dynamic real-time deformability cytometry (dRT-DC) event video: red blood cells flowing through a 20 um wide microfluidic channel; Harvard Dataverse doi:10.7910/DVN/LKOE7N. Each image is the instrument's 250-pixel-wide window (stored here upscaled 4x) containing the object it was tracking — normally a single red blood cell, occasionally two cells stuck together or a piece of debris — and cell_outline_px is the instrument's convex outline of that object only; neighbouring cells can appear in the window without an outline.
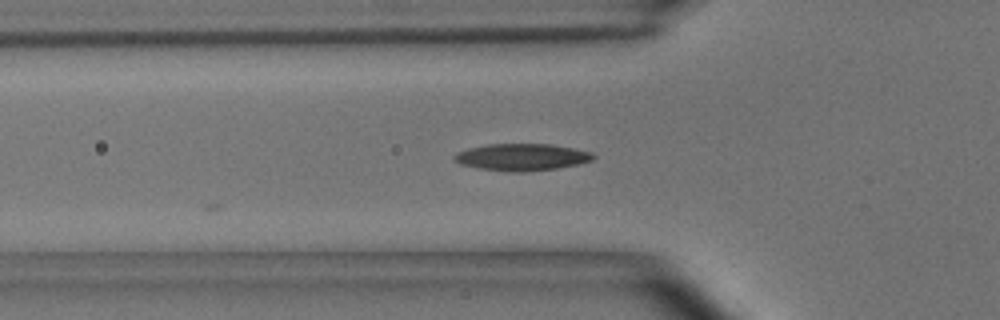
{"species": "common noctule bat (a hibernating species)", "species_latin": "Nyctalus noctula", "temperature_condition": "room temperature", "stored_images_in_passage": 4, "camera_frame_rate_fps": 3000, "um_per_image_px": 0.085, "animal": {"sex": "male", "body_mass_g": 15.6}, "frame": {"image": 1, "passage_image": 2, "time_ms": 0.333, "image_size_px": [1000, 320], "cell_outline_px": [[596, 156], [592, 160], [576, 164], [556, 168], [524, 172], [508, 172], [480, 168], [460, 164], [452, 160], [452, 156], [456, 152], [468, 148], [488, 144], [552, 144], [592, 152]], "centroid_in_image_um": [44.3, 13.35], "position_along_channel_um": 81.5, "area_um2": 21.85}}
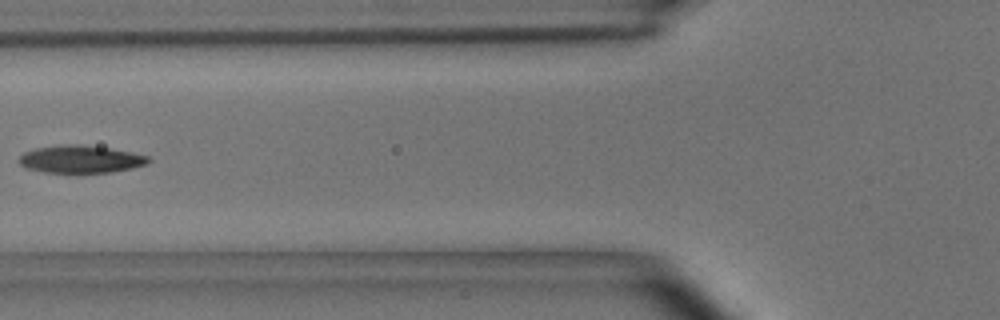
{"frame": {"image": 2, "passage_image": 3, "time_ms": 0.667, "image_size_px": [1000, 320], "cell_outline_px": [[152, 160], [148, 164], [132, 168], [112, 172], [80, 176], [76, 176], [44, 172], [24, 168], [20, 164], [20, 156], [24, 152], [36, 148], [60, 144], [76, 144], [108, 148], [132, 152], [148, 156]], "centroid_in_image_um": [6.85, 13.58], "position_along_channel_um": 118.9, "area_um2": 21.79}}